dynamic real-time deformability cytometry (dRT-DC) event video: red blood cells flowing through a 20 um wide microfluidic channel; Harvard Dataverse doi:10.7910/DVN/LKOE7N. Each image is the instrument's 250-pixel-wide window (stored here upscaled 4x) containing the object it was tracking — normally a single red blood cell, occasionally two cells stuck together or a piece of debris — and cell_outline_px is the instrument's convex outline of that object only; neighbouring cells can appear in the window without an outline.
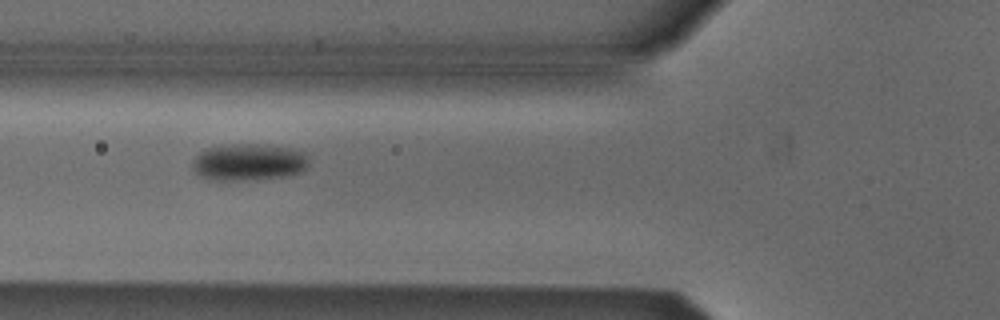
{"species": "Egyptian fruit bat (a non-hibernating species)", "species_latin": "Rousettus aegyptiacus", "temperature_condition": "cold", "stored_images_in_passage": 7, "camera_frame_rate_fps": 3000, "um_per_image_px": 0.085, "animal": {"sex": "male"}, "frame": {"image": 1, "passage_image": 6, "time_ms": 6.0, "image_size_px": [1000, 320], "cell_outline_px": [[308, 164], [300, 172], [288, 176], [236, 180], [216, 180], [204, 176], [196, 172], [192, 168], [192, 160], [204, 148], [232, 144], [264, 144], [292, 148], [304, 152], [308, 156]], "centroid_in_image_um": [21.15, 13.75], "position_along_channel_um": 104.7, "area_um2": 24.91}}
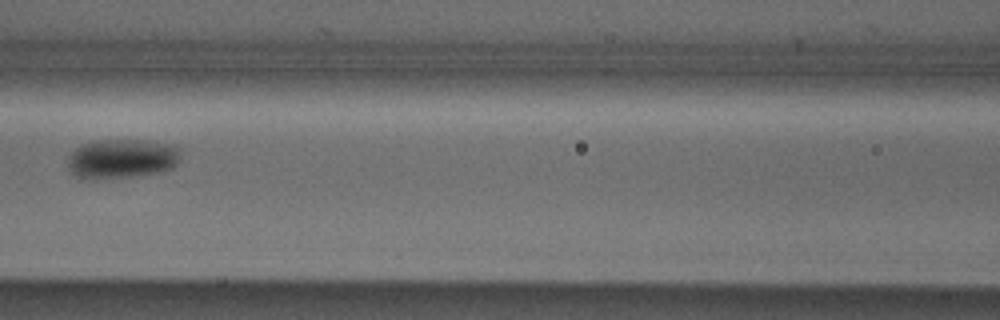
{"frame": {"image": 2, "passage_image": 7, "time_ms": 7.333, "image_size_px": [1000, 320], "cell_outline_px": [[180, 160], [172, 168], [160, 172], [128, 176], [88, 180], [84, 180], [76, 176], [68, 168], [68, 156], [80, 144], [92, 140], [144, 140], [172, 144], [180, 148]], "centroid_in_image_um": [10.34, 13.48], "position_along_channel_um": 156.3, "area_um2": 26.24}}